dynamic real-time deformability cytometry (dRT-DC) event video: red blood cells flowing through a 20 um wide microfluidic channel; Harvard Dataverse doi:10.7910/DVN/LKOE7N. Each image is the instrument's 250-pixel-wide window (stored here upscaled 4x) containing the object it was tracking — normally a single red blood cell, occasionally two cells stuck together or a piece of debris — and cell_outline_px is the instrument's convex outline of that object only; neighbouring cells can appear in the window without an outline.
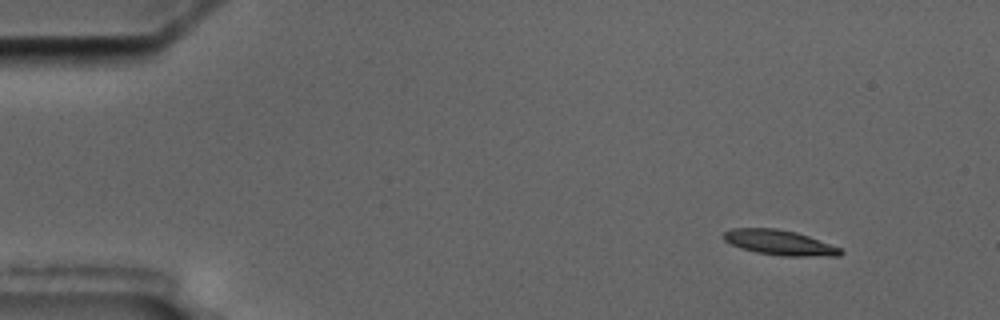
{"species": "common noctule bat (a hibernating species)", "species_latin": "Nyctalus noctula", "temperature_condition": "cold", "stored_images_in_passage": 5, "camera_frame_rate_fps": 3000, "um_per_image_px": 0.085, "animal": {"sex": "male", "body_mass_g": 17.5, "forearm_length_mm": 52.3}, "frame": {"image": 1, "passage_image": 1, "time_ms": 0.0, "image_size_px": [1000, 320], "cell_outline_px": [[844, 252], [840, 256], [780, 256], [756, 252], [740, 248], [724, 240], [724, 232], [732, 228], [776, 228], [796, 232], [808, 236], [840, 248]], "centroid_in_image_um": [66.26, 20.62], "position_along_channel_um": 18.7, "area_um2": 16.99}}
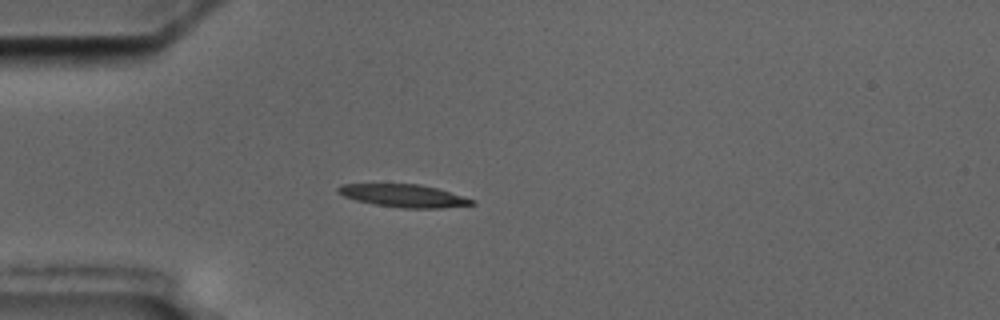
{"frame": {"image": 2, "passage_image": 4, "time_ms": 3.333, "image_size_px": [1000, 320], "cell_outline_px": [[476, 204], [444, 208], [404, 208], [376, 204], [356, 200], [344, 196], [336, 192], [336, 188], [340, 184], [420, 184], [436, 188], [476, 200]], "centroid_in_image_um": [34.32, 16.63], "position_along_channel_um": 50.7, "area_um2": 17.69}}